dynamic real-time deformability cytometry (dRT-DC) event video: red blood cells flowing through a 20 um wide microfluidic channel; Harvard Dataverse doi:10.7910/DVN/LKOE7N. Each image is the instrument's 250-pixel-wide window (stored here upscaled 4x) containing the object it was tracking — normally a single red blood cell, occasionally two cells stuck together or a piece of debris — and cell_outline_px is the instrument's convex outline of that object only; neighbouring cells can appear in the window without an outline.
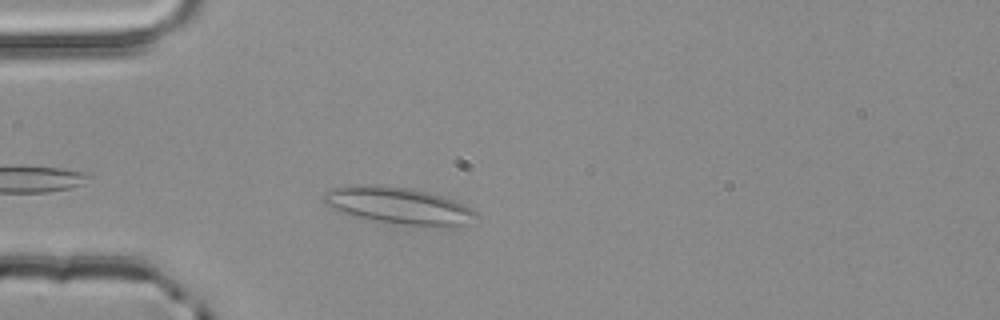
{"species": "common noctule bat (a hibernating species)", "species_latin": "Nyctalus noctula", "temperature_condition": "room temperature", "stored_images_in_passage": 2, "camera_frame_rate_fps": 3000, "um_per_image_px": 0.085, "animal": {"sex": "male", "body_mass_g": 20.4}, "frame": {"image": 1, "passage_image": 2, "time_ms": 0.333, "image_size_px": [1000, 320], "cell_outline_px": [[480, 216], [464, 224], [408, 224], [380, 220], [340, 212], [324, 204], [320, 200], [320, 196], [324, 192], [336, 188], [356, 184], [372, 184], [404, 188], [424, 192], [440, 196], [452, 200], [476, 212]], "centroid_in_image_um": [33.73, 17.43], "position_along_channel_um": 51.3, "area_um2": 31.1}}